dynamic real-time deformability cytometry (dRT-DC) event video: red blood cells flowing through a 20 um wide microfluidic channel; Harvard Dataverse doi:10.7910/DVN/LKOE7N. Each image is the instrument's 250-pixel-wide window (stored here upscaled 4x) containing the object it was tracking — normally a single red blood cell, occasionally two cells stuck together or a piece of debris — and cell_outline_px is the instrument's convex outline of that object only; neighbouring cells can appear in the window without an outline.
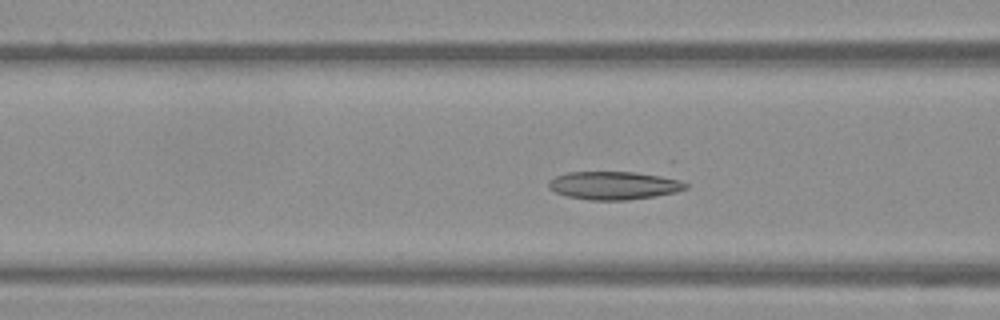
{"species": "Egyptian fruit bat (a non-hibernating species)", "species_latin": "Rousettus aegyptiacus", "temperature_condition": "warm", "stored_images_in_passage": 50, "camera_frame_rate_fps": 3000, "um_per_image_px": 0.085, "frame": {"image": 1, "passage_image": 18, "time_ms": 5.667, "image_size_px": [1000, 320], "cell_outline_px": [[688, 188], [676, 192], [656, 196], [628, 200], [588, 200], [568, 196], [556, 192], [548, 188], [548, 180], [556, 176], [568, 172], [636, 172], [672, 176], [688, 184]], "centroid_in_image_um": [52.24, 15.75], "position_along_channel_um": 114.4, "area_um2": 22.83}}
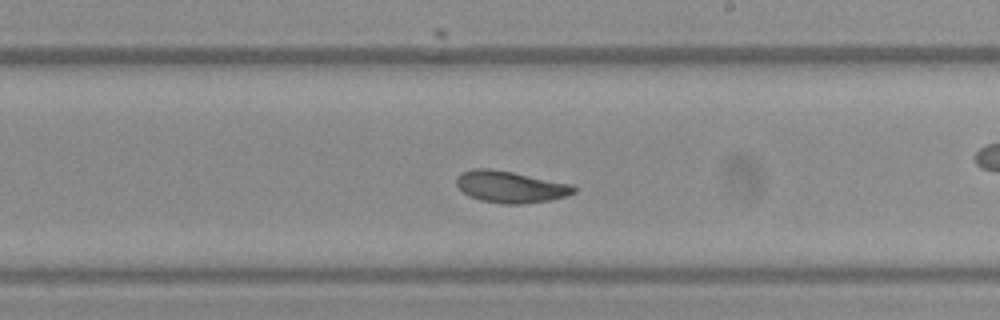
{"frame": {"image": 2, "passage_image": 28, "time_ms": 9.0, "image_size_px": [1000, 320], "cell_outline_px": [[576, 192], [564, 196], [548, 200], [520, 204], [504, 204], [480, 200], [468, 196], [456, 184], [456, 180], [460, 172], [472, 168], [492, 168], [572, 184], [576, 188]], "centroid_in_image_um": [43.35, 15.87], "position_along_channel_um": 245.6, "area_um2": 21.62}}
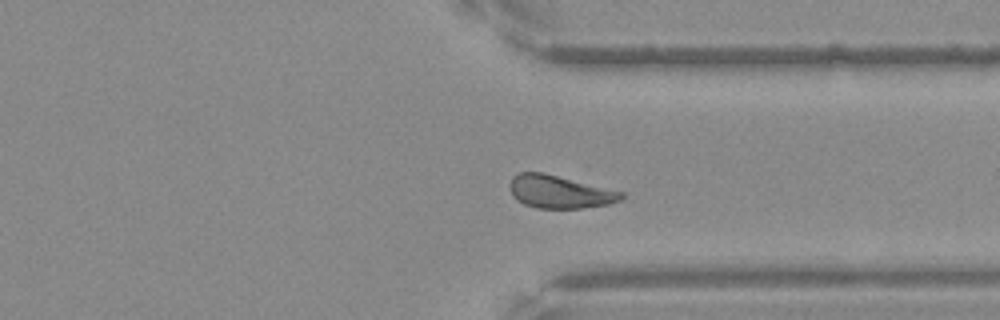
{"frame": {"image": 3, "passage_image": 37, "time_ms": 12.0, "image_size_px": [1000, 320], "cell_outline_px": [[624, 196], [620, 200], [608, 204], [580, 208], [536, 208], [524, 204], [516, 200], [512, 196], [508, 188], [508, 184], [512, 176], [520, 172], [544, 172], [624, 192]], "centroid_in_image_um": [47.51, 16.29], "position_along_channel_um": 363.9, "area_um2": 21.56}}